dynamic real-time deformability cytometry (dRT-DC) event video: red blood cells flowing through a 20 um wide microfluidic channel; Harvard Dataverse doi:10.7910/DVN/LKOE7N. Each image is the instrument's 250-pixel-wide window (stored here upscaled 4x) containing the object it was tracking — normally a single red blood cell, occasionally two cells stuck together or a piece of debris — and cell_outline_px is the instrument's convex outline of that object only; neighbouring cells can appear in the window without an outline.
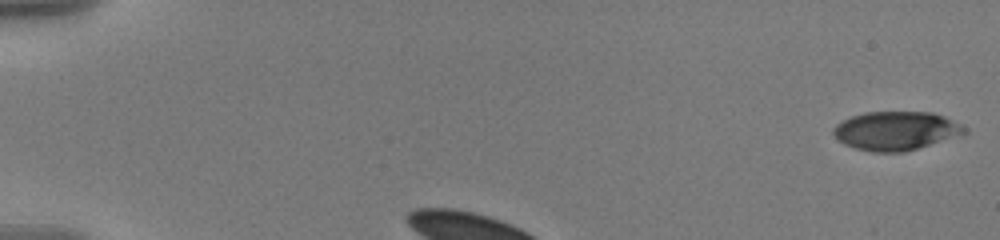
{"species": "human", "species_latin": "Homo sapiens", "temperature_condition": "warm", "stored_images_in_passage": 36, "camera_frame_rate_fps": 3000, "um_per_image_px": 0.085, "donor": {"sex": "male"}, "frame": {"image": 1, "passage_image": 1, "time_ms": 0.0, "image_size_px": [1000, 240], "cell_outline_px": [[968, 132], [904, 152], [872, 152], [856, 148], [844, 144], [836, 140], [832, 132], [832, 128], [836, 124], [852, 116], [864, 112], [932, 112], [944, 116], [968, 128]], "centroid_in_image_um": [76.11, 11.11], "position_along_channel_um": 8.9, "area_um2": 29.48}}
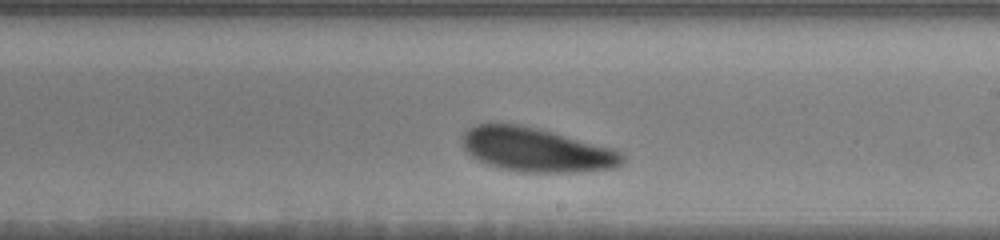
{"frame": {"image": 2, "passage_image": 22, "time_ms": 7.0, "image_size_px": [1000, 240], "cell_outline_px": [[624, 164], [616, 168], [580, 172], [520, 172], [500, 168], [484, 164], [472, 156], [464, 148], [464, 132], [468, 128], [476, 124], [520, 124], [540, 128], [612, 148], [620, 152], [624, 156]], "centroid_in_image_um": [45.62, 12.74], "position_along_channel_um": 243.4, "area_um2": 41.21}}
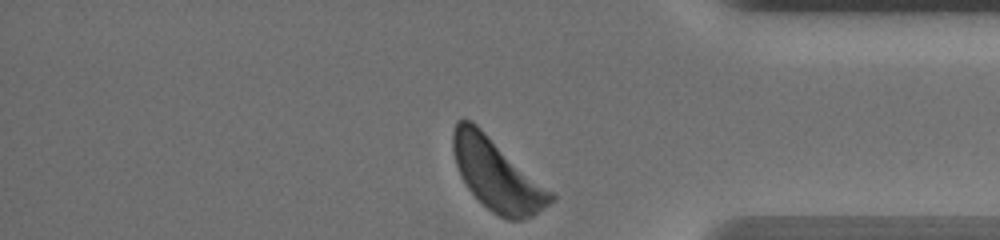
{"frame": {"image": 3, "passage_image": 36, "time_ms": 11.667, "image_size_px": [1000, 240], "cell_outline_px": [[556, 200], [532, 216], [524, 220], [508, 220], [492, 212], [468, 188], [460, 176], [456, 164], [452, 148], [452, 132], [456, 120], [464, 116], [472, 120], [556, 192]], "centroid_in_image_um": [42.28, 14.81], "position_along_channel_um": 392.9, "area_um2": 41.73}, "authors_computed_cell_mechanics": {"area_um2": 41.5582, "velocity_mm_per_s": 3.4569, "shape_relaxation_time_tau1_ms": 1.8092, "shape_relaxation_time_tau2_ms": null, "deformation_change_tau1": 0.1164, "deformation_change_tau2": null}}